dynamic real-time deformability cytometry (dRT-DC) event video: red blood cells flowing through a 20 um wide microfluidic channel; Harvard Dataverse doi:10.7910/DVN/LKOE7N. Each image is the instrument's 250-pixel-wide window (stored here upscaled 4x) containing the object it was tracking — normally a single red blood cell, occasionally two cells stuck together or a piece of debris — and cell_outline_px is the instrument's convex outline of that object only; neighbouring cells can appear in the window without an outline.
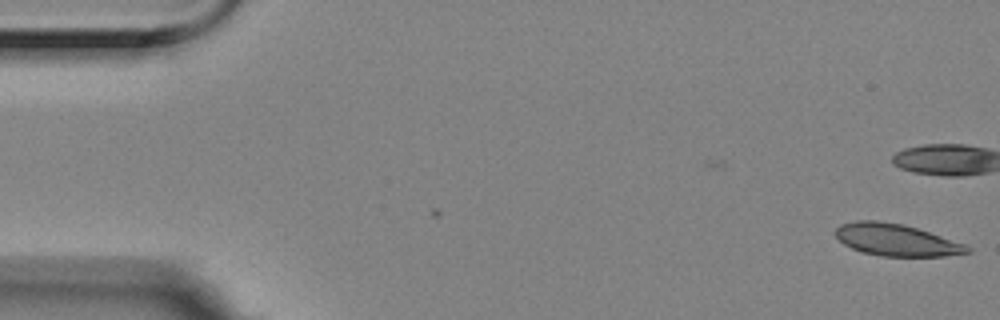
{"species": "Egyptian fruit bat (a non-hibernating species)", "species_latin": "Rousettus aegyptiacus", "temperature_condition": "room temperature", "stored_images_in_passage": 3, "segment_of_instrument_passage": [2, 2], "camera_frame_rate_fps": 3000, "um_per_image_px": 0.085, "animal": {"sex": "female"}, "frame": {"image": 1, "passage_image": 3, "time_ms": 0.667, "image_size_px": [1000, 320], "cell_outline_px": [[972, 252], [944, 256], [880, 256], [864, 252], [852, 248], [844, 244], [836, 236], [836, 228], [840, 224], [856, 220], [880, 220], [904, 224], [964, 244], [972, 248]], "centroid_in_image_um": [76.17, 20.38], "position_along_channel_um": 8.8, "area_um2": 24.39}}